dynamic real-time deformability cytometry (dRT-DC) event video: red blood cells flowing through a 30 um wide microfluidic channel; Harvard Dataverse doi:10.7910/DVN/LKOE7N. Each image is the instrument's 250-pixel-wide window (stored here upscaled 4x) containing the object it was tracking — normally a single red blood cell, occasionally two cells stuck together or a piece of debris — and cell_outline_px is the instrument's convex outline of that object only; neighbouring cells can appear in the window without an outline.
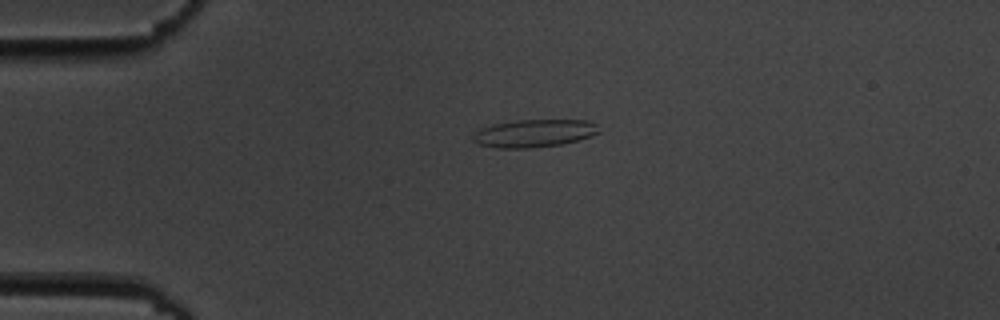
{"species": "common noctule bat (a hibernating species)", "species_latin": "Nyctalus noctula", "temperature_condition": "cold", "stored_images_in_passage": 3, "camera_frame_rate_fps": 3000, "um_per_image_px": 0.085, "animal": {"sex": "male", "body_mass_g": 19.5, "forearm_length_mm": 54.6}, "frame": {"image": 1, "passage_image": 2, "time_ms": 1.333, "image_size_px": [1000, 320], "cell_outline_px": [[600, 132], [592, 136], [560, 144], [532, 148], [496, 148], [476, 144], [472, 140], [472, 136], [476, 132], [492, 124], [516, 120], [588, 120], [596, 124]], "centroid_in_image_um": [45.39, 11.33], "position_along_channel_um": 39.6, "area_um2": 20.35}}